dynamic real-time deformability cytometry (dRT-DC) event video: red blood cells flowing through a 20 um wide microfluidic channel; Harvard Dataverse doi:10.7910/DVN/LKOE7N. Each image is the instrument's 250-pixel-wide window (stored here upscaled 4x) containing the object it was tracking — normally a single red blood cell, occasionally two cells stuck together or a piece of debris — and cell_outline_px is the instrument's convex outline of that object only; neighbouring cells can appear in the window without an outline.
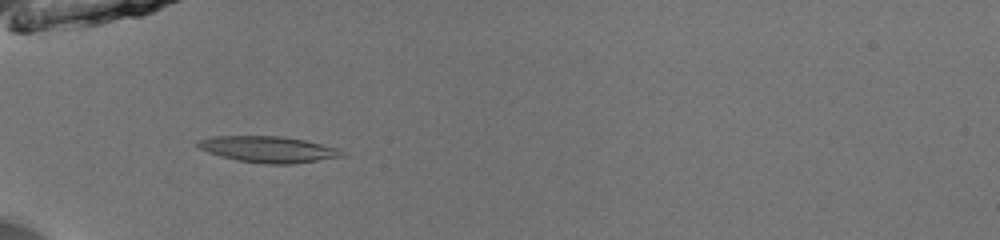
{"species": "common noctule bat (a hibernating species)", "species_latin": "Nyctalus noctula", "temperature_condition": "room temperature", "stored_images_in_passage": 35, "camera_frame_rate_fps": 3000, "um_per_image_px": 0.085, "animal": {"sex": "male", "body_mass_g": 13.0, "forearm_length_mm": 53.1}, "frame": {"image": 1, "passage_image": 2, "time_ms": 0.333, "image_size_px": [1000, 240], "cell_outline_px": [[344, 156], [292, 164], [264, 164], [236, 160], [220, 156], [208, 152], [192, 144], [196, 140], [212, 136], [280, 136], [304, 140], [336, 148], [344, 152]], "centroid_in_image_um": [22.71, 12.69], "position_along_channel_um": 62.3, "area_um2": 22.02}}
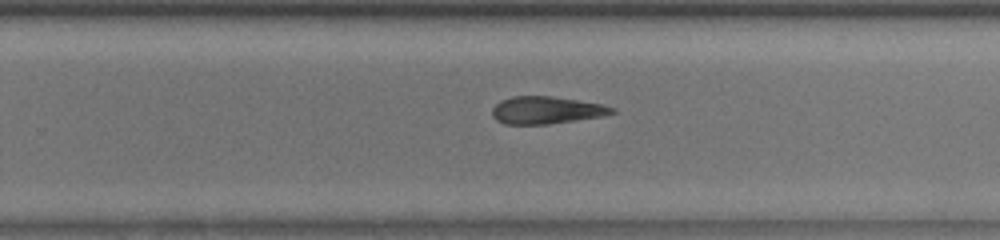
{"frame": {"image": 2, "passage_image": 19, "time_ms": 6.0, "image_size_px": [1000, 240], "cell_outline_px": [[616, 112], [600, 116], [576, 120], [548, 124], [504, 124], [496, 120], [492, 116], [492, 108], [500, 100], [512, 96], [552, 96], [604, 104], [616, 108]], "centroid_in_image_um": [46.42, 9.36], "position_along_channel_um": 283.4, "area_um2": 19.19}}
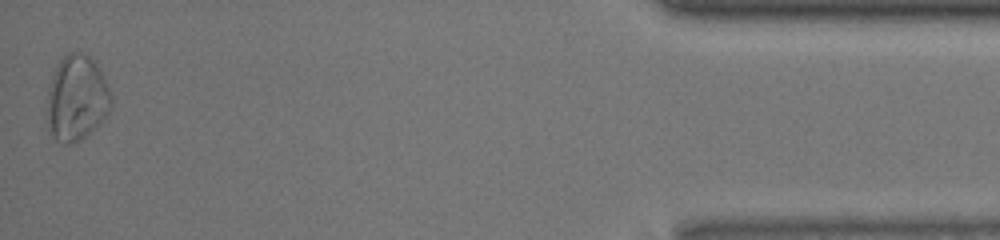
{"frame": {"image": 3, "passage_image": 35, "time_ms": 11.333, "image_size_px": [1000, 240], "cell_outline_px": [[112, 104], [108, 112], [80, 140], [68, 144], [64, 144], [56, 140], [52, 132], [48, 120], [48, 84], [60, 60], [68, 52], [80, 52], [88, 56], [96, 64], [104, 76], [112, 92]], "centroid_in_image_um": [6.53, 8.3], "position_along_channel_um": 428.7, "area_um2": 31.39}, "authors_computed_cell_mechanics": {"area_um2": 20.2878, "velocity_mm_per_s": 4.0045, "shape_relaxation_time_tau1_ms": 7.2098, "shape_relaxation_time_tau2_ms": 7.5964, "deformation_change_tau1": 0.1623, "deformation_change_tau2": 0.2156}}